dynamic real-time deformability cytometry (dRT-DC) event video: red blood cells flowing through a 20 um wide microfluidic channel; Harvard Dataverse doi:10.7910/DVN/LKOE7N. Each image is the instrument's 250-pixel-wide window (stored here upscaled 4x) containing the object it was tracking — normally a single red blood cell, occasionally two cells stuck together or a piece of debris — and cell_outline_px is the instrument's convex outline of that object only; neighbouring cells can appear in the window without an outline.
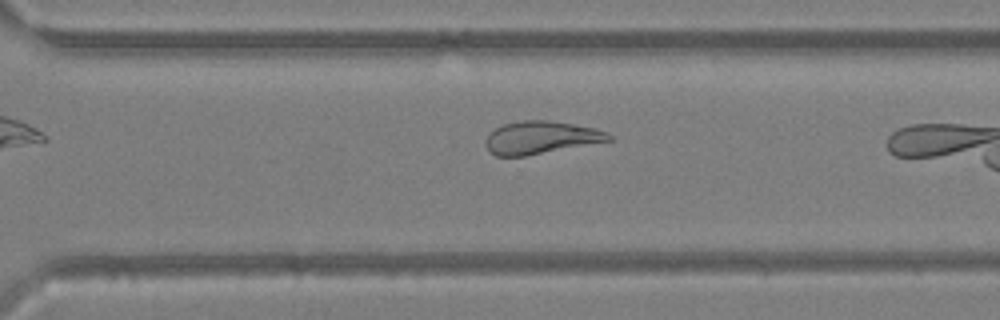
{"species": "Egyptian fruit bat (a non-hibernating species)", "species_latin": "Rousettus aegyptiacus", "temperature_condition": "warm", "stored_images_in_passage": 43, "camera_frame_rate_fps": 3000, "um_per_image_px": 0.085, "animal": {"sex": "female"}, "frame": {"image": 1, "passage_image": 37, "time_ms": 12.0, "image_size_px": [1000, 320], "cell_outline_px": [[612, 140], [524, 156], [496, 156], [488, 152], [484, 144], [484, 140], [488, 132], [504, 124], [520, 120], [548, 120], [596, 128], [608, 132], [612, 136]], "centroid_in_image_um": [45.91, 11.69], "position_along_channel_um": 324.7, "area_um2": 23.58}}